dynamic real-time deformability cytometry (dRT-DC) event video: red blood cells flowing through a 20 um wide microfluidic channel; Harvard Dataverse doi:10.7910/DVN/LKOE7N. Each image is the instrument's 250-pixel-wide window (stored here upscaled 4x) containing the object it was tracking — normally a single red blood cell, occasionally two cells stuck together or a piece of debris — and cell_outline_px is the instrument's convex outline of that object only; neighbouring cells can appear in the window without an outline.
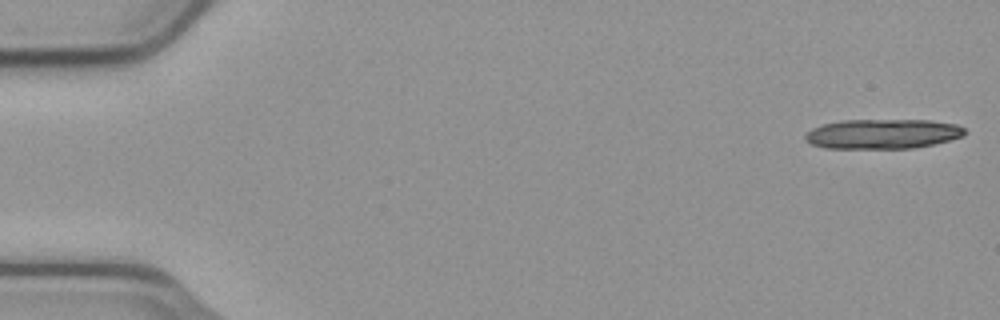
{"species": "common noctule bat (a hibernating species)", "species_latin": "Nyctalus noctula", "temperature_condition": "cold", "stored_images_in_passage": 19, "camera_frame_rate_fps": 3000, "um_per_image_px": 0.085, "animal": {"sex": "male", "body_mass_g": 23.1, "forearm_length_mm": 52.7}, "frame": {"image": 1, "passage_image": 1, "time_ms": 0.0, "image_size_px": [1000, 320], "cell_outline_px": [[968, 132], [964, 136], [916, 148], [824, 148], [812, 144], [804, 140], [804, 136], [812, 128], [824, 124], [840, 120], [928, 120], [956, 124], [964, 128]], "centroid_in_image_um": [75.03, 11.38], "position_along_channel_um": 10.0, "area_um2": 27.69}}